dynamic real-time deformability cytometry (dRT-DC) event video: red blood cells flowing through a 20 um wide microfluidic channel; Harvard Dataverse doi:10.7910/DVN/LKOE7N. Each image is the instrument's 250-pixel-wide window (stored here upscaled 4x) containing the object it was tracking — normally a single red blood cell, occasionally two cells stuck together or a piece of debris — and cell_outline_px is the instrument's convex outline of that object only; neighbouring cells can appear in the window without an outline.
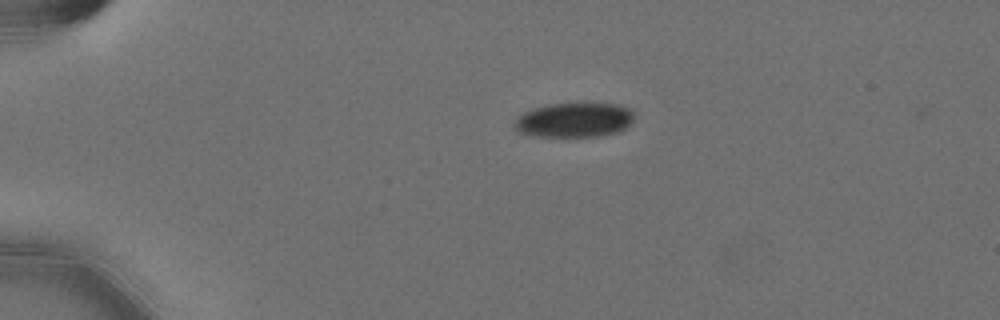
{"species": "Egyptian fruit bat (a non-hibernating species)", "species_latin": "Rousettus aegyptiacus", "temperature_condition": "cold", "stored_images_in_passage": 45, "camera_frame_rate_fps": 3000, "um_per_image_px": 0.085, "animal": {"sex": "female"}, "frame": {"image": 1, "passage_image": 1, "time_ms": 0.0, "image_size_px": [1000, 320], "cell_outline_px": [[636, 112], [632, 120], [620, 132], [600, 136], [532, 136], [520, 132], [512, 128], [512, 124], [524, 112], [536, 108], [552, 104], [616, 104], [628, 108]], "centroid_in_image_um": [48.82, 10.21], "position_along_channel_um": 36.2, "area_um2": 23.93}}
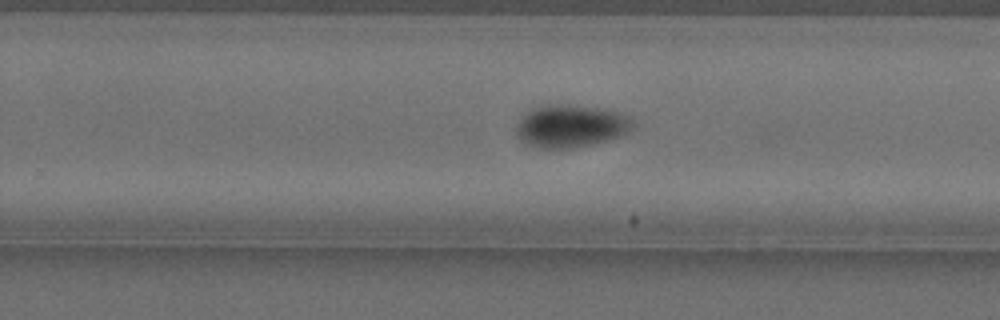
{"frame": {"image": 2, "passage_image": 26, "time_ms": 8.333, "image_size_px": [1000, 320], "cell_outline_px": [[636, 124], [628, 132], [620, 136], [592, 144], [568, 148], [540, 148], [524, 144], [516, 136], [516, 124], [528, 108], [548, 104], [568, 104], [596, 108], [616, 112], [628, 116]], "centroid_in_image_um": [48.45, 10.71], "position_along_channel_um": 281.4, "area_um2": 29.13}}
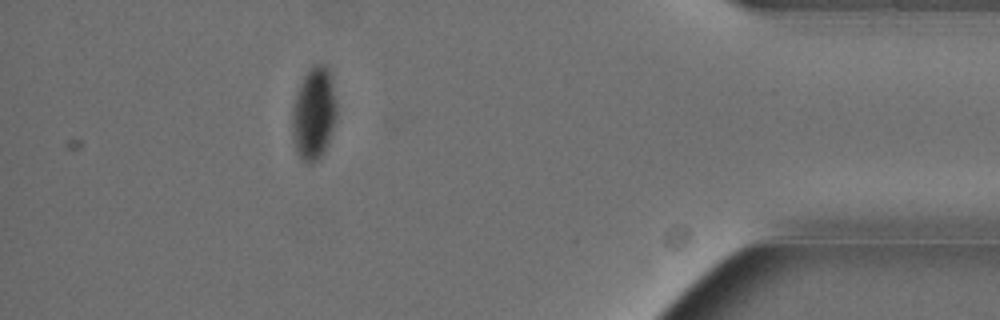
{"frame": {"image": 3, "passage_image": 40, "time_ms": 13.0, "image_size_px": [1000, 320], "cell_outline_px": [[336, 120], [324, 152], [312, 164], [308, 164], [300, 160], [296, 152], [292, 136], [292, 108], [296, 92], [308, 68], [312, 64], [324, 64], [328, 68], [336, 100]], "centroid_in_image_um": [26.65, 9.66], "position_along_channel_um": 408.5, "area_um2": 24.22}, "authors_computed_cell_mechanics": {"area_um2": 27.744, "velocity_mm_per_s": 3.5779, "shape_relaxation_time_tau1_ms": 5.7645, "shape_relaxation_time_tau2_ms": null, "deformation_change_tau1": 0.0736, "deformation_change_tau2": null}}